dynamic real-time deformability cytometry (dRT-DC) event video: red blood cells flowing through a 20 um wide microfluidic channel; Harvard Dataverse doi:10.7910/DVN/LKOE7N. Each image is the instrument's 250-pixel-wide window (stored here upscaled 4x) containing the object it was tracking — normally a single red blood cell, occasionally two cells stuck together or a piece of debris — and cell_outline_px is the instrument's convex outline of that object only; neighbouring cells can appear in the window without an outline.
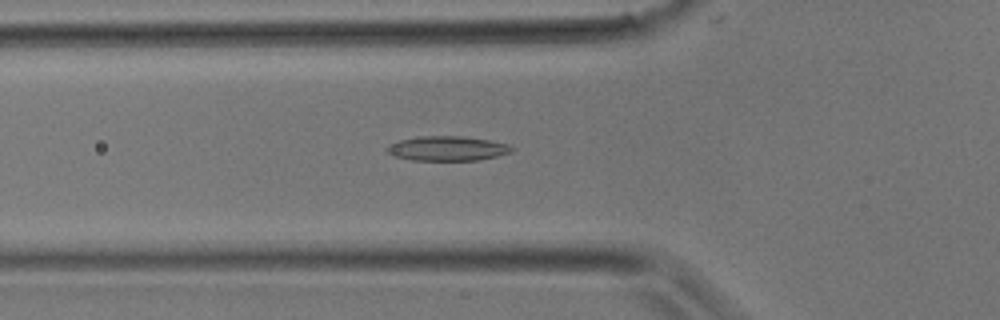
{"species": "common noctule bat (a hibernating species)", "species_latin": "Nyctalus noctula", "temperature_condition": "room temperature", "stored_images_in_passage": 32, "camera_frame_rate_fps": 3000, "um_per_image_px": 0.085, "animal": {"sex": "male", "body_mass_g": 17.9}, "frame": {"image": 1, "passage_image": 8, "time_ms": 2.333, "image_size_px": [1000, 320], "cell_outline_px": [[516, 148], [512, 152], [480, 160], [412, 160], [392, 156], [384, 148], [388, 144], [400, 140], [420, 136], [460, 136], [488, 140], [508, 144]], "centroid_in_image_um": [38.0, 12.62], "position_along_channel_um": 87.8, "area_um2": 17.98}}
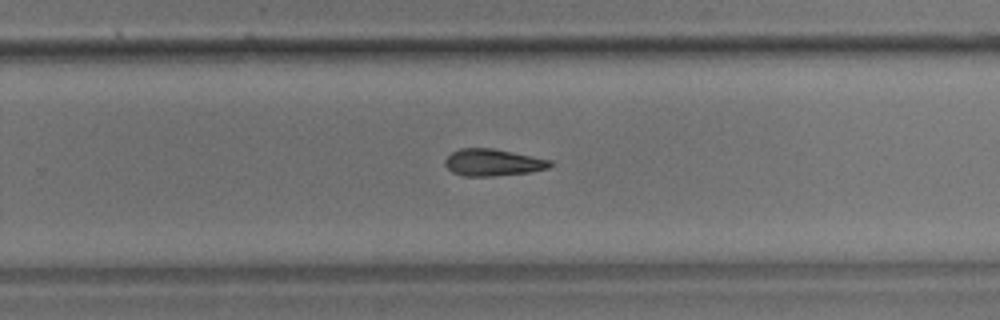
{"frame": {"image": 2, "passage_image": 19, "time_ms": 6.0, "image_size_px": [1000, 320], "cell_outline_px": [[552, 164], [548, 168], [532, 172], [492, 176], [464, 176], [452, 172], [444, 164], [444, 160], [452, 152], [460, 148], [492, 148], [552, 160]], "centroid_in_image_um": [41.89, 13.81], "position_along_channel_um": 287.9, "area_um2": 16.47}}
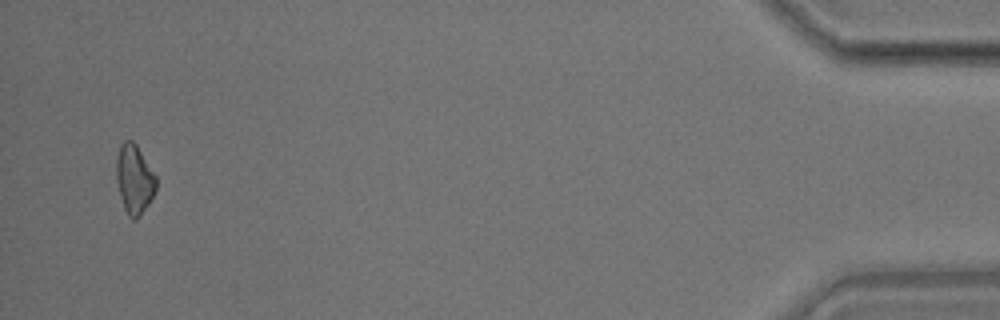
{"frame": {"image": 3, "passage_image": 31, "time_ms": 10.0, "image_size_px": [1000, 320], "cell_outline_px": [[156, 192], [148, 204], [136, 220], [132, 220], [128, 216], [124, 208], [120, 196], [116, 180], [116, 160], [120, 144], [124, 140], [132, 140], [136, 144], [156, 176]], "centroid_in_image_um": [11.41, 15.23], "position_along_channel_um": 423.8, "area_um2": 16.07}}